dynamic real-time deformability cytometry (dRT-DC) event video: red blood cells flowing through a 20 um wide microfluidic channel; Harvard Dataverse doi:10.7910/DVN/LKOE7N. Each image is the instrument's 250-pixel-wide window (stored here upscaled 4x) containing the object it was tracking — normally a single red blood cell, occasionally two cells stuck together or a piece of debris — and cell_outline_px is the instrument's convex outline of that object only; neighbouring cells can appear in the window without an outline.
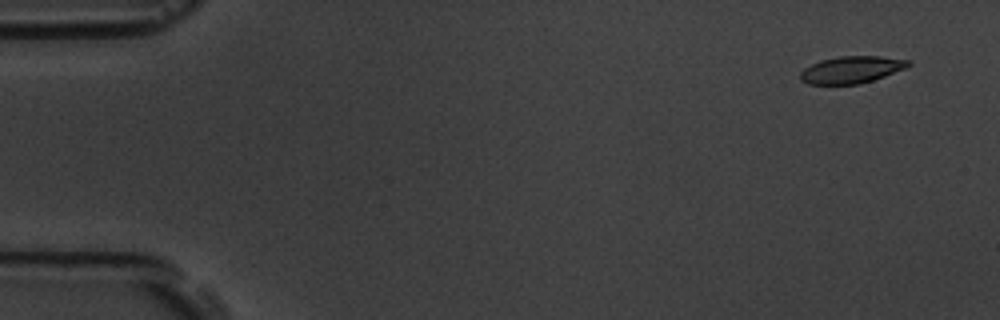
{"species": "common noctule bat (a hibernating species)", "species_latin": "Nyctalus noctula", "temperature_condition": "room temperature", "stored_images_in_passage": 5, "camera_frame_rate_fps": 3000, "um_per_image_px": 0.085, "animal": {"sex": "male", "body_mass_g": 19.5, "forearm_length_mm": 54.6}, "frame": {"image": 1, "passage_image": 2, "time_ms": 1.0, "image_size_px": [1000, 320], "cell_outline_px": [[912, 64], [908, 68], [860, 84], [808, 84], [800, 80], [800, 72], [804, 68], [820, 60], [840, 56], [880, 56], [908, 60]], "centroid_in_image_um": [72.38, 5.92], "position_along_channel_um": 12.6, "area_um2": 17.05}}
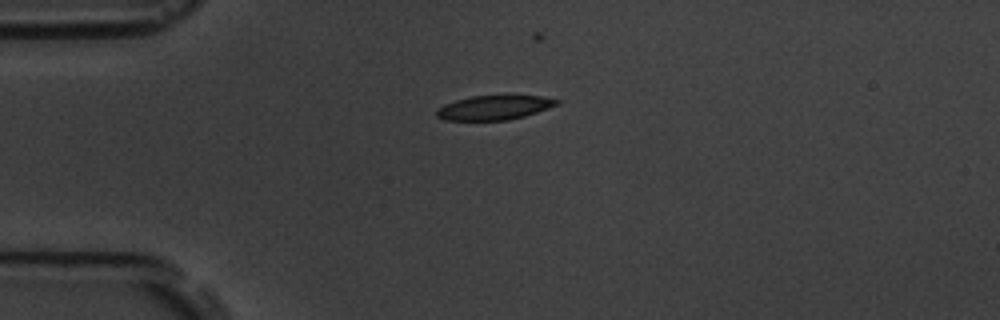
{"frame": {"image": 2, "passage_image": 5, "time_ms": 4.667, "image_size_px": [1000, 320], "cell_outline_px": [[560, 104], [524, 116], [508, 120], [444, 120], [436, 116], [436, 108], [444, 104], [456, 100], [472, 96], [544, 96], [560, 100]], "centroid_in_image_um": [41.99, 9.15], "position_along_channel_um": 43.0, "area_um2": 16.99}}